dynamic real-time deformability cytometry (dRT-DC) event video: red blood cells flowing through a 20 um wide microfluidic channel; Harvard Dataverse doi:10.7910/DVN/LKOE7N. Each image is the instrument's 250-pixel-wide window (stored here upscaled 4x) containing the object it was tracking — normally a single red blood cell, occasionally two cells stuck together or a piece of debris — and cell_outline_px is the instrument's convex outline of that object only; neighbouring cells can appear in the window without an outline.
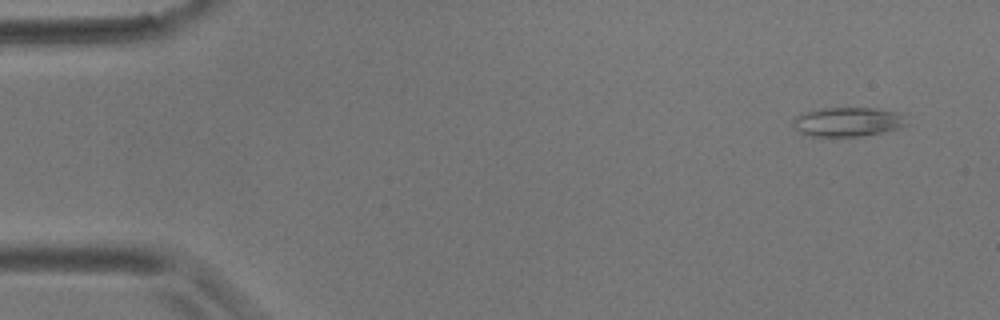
{"species": "common noctule bat (a hibernating species)", "species_latin": "Nyctalus noctula", "temperature_condition": "room temperature", "stored_images_in_passage": 5, "segment_of_instrument_passage": [1, 2], "camera_frame_rate_fps": 3000, "um_per_image_px": 0.085, "animal": {"sex": "male", "body_mass_g": 17.9}, "frame": {"image": 1, "passage_image": 1, "time_ms": 0.0, "image_size_px": [1000, 320], "cell_outline_px": [[912, 124], [900, 128], [860, 136], [808, 136], [792, 128], [792, 120], [796, 116], [804, 112], [820, 108], [872, 108], [896, 112]], "centroid_in_image_um": [72.02, 10.36], "position_along_channel_um": 13.0, "area_um2": 19.42}}